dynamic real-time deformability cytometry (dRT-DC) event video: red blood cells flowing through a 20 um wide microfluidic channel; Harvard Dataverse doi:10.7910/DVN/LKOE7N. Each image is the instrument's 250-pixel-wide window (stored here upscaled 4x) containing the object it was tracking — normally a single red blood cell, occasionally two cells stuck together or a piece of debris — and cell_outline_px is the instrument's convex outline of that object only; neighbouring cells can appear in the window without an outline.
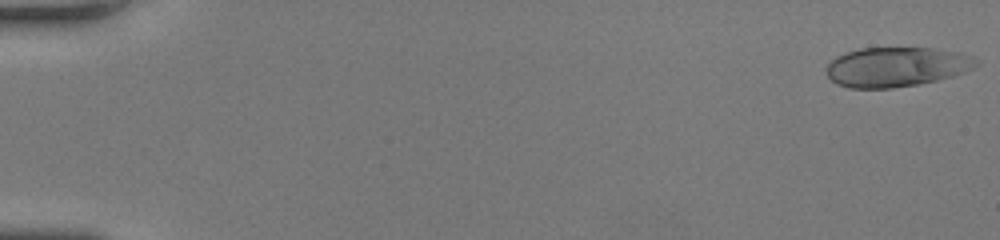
{"species": "human", "species_latin": "Homo sapiens", "temperature_condition": "room temperature", "stored_images_in_passage": 50, "camera_frame_rate_fps": 3000, "um_per_image_px": 0.085, "donor": {"sex": "female"}, "frame": {"image": 1, "passage_image": 1, "time_ms": 0.0, "image_size_px": [1000, 240], "cell_outline_px": [[980, 64], [972, 68], [952, 76], [936, 80], [916, 84], [892, 88], [848, 88], [836, 84], [828, 76], [828, 64], [836, 56], [860, 48], [932, 48], [960, 52], [972, 56], [980, 60]], "centroid_in_image_um": [76.22, 5.68], "position_along_channel_um": 8.8, "area_um2": 34.45}}
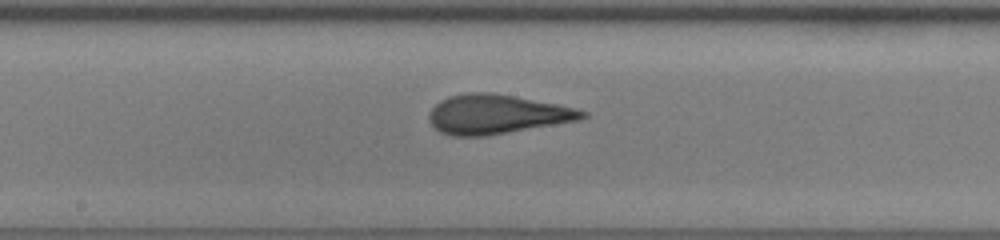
{"frame": {"image": 2, "passage_image": 28, "time_ms": 9.0, "image_size_px": [1000, 240], "cell_outline_px": [[588, 116], [580, 120], [484, 136], [452, 136], [440, 132], [428, 120], [428, 116], [432, 108], [440, 100], [448, 96], [468, 92], [492, 92], [556, 104], [576, 108], [588, 112]], "centroid_in_image_um": [42.21, 9.71], "position_along_channel_um": 206.0, "area_um2": 34.97}}
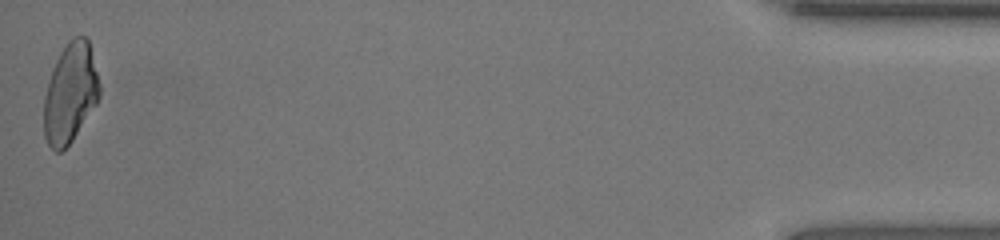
{"frame": {"image": 3, "passage_image": 50, "time_ms": 16.333, "image_size_px": [1000, 240], "cell_outline_px": [[100, 96], [96, 104], [72, 140], [60, 152], [56, 152], [48, 144], [44, 136], [44, 96], [48, 80], [52, 68], [60, 52], [68, 40], [72, 36], [84, 36], [88, 40], [100, 84]], "centroid_in_image_um": [5.96, 7.89], "position_along_channel_um": 429.2, "area_um2": 32.19}, "authors_computed_cell_mechanics": {"area_um2": 34.4488, "velocity_mm_per_s": 4.2494, "shape_relaxation_time_tau1_ms": 8.5657, "shape_relaxation_time_tau2_ms": 0.9789, "deformation_change_tau1": 0.2674, "deformation_change_tau2": 0.0759}}